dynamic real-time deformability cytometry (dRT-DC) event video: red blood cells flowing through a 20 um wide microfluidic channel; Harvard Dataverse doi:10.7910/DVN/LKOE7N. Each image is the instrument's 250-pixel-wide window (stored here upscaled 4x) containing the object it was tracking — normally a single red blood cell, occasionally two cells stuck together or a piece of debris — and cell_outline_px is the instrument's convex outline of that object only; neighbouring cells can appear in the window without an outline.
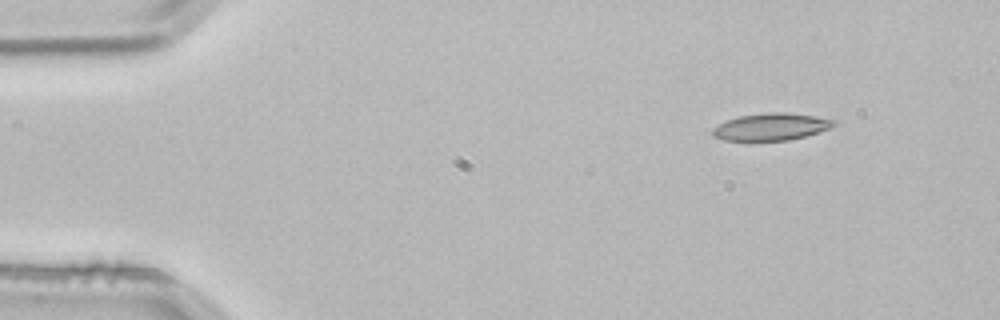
{"species": "common noctule bat (a hibernating species)", "species_latin": "Nyctalus noctula", "temperature_condition": "room temperature", "stored_images_in_passage": 3, "segment_of_instrument_passage": [2, 2], "camera_frame_rate_fps": 3000, "um_per_image_px": 0.085, "animal": {"sex": "male", "body_mass_g": 21.5, "forearm_length_mm": 52.0}, "frame": {"image": 1, "passage_image": 3, "time_ms": 0.667, "image_size_px": [1000, 320], "cell_outline_px": [[836, 124], [820, 132], [788, 140], [724, 140], [712, 136], [712, 128], [728, 120], [740, 116], [768, 112], [784, 112], [816, 116], [836, 120]], "centroid_in_image_um": [65.56, 10.77], "position_along_channel_um": 19.4, "area_um2": 18.96}}